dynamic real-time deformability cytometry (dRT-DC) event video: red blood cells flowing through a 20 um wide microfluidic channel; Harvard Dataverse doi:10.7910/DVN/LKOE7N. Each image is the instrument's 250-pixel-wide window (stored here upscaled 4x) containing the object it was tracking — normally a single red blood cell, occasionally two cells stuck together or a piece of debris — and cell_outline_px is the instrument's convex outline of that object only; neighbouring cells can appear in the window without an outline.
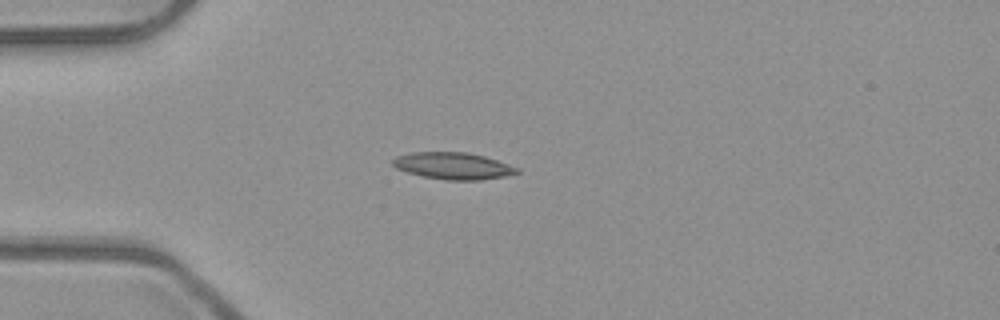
{"species": "common noctule bat (a hibernating species)", "species_latin": "Nyctalus noctula", "temperature_condition": "room temperature", "stored_images_in_passage": 3, "camera_frame_rate_fps": 3000, "um_per_image_px": 0.085, "animal": {"sex": "male", "body_mass_g": 23.1, "forearm_length_mm": 52.7}, "frame": {"image": 1, "passage_image": 3, "time_ms": 0.667, "image_size_px": [1000, 320], "cell_outline_px": [[520, 172], [504, 176], [480, 180], [444, 180], [424, 176], [408, 172], [396, 168], [392, 164], [392, 160], [396, 156], [412, 152], [468, 152], [484, 156], [520, 168]], "centroid_in_image_um": [38.51, 14.09], "position_along_channel_um": 46.5, "area_um2": 19.36}}